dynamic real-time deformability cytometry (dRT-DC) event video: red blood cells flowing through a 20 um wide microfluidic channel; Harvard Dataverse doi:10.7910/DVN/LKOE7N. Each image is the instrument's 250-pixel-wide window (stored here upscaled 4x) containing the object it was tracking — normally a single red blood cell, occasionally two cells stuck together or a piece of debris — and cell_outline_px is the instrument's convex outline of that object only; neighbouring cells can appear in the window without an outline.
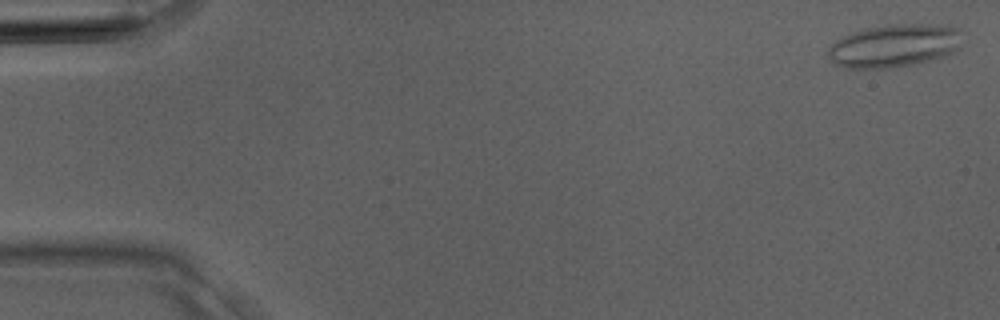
{"species": "Egyptian fruit bat (a non-hibernating species)", "species_latin": "Rousettus aegyptiacus", "temperature_condition": "room temperature", "stored_images_in_passage": 4, "camera_frame_rate_fps": 3000, "um_per_image_px": 0.085, "animal": {"sex": "male"}, "frame": {"image": 1, "passage_image": 1, "time_ms": 0.0, "image_size_px": [1000, 320], "cell_outline_px": [[964, 44], [956, 52], [944, 56], [912, 64], [888, 68], [848, 68], [836, 64], [828, 56], [828, 48], [836, 40], [844, 36], [868, 28], [888, 24], [920, 24], [960, 28]], "centroid_in_image_um": [76.07, 3.88], "position_along_channel_um": 8.9, "area_um2": 33.47}}